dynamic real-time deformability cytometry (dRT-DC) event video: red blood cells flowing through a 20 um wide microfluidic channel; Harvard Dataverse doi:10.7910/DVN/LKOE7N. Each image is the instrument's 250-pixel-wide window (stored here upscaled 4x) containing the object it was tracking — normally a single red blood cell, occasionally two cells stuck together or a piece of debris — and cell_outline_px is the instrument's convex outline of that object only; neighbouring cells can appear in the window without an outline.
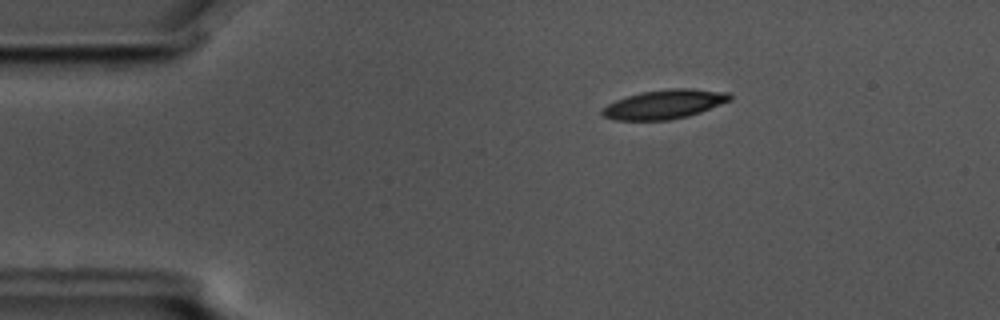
{"species": "common noctule bat (a hibernating species)", "species_latin": "Nyctalus noctula", "temperature_condition": "cold", "stored_images_in_passage": 57, "camera_frame_rate_fps": 3000, "um_per_image_px": 0.085, "animal": {"sex": "male", "body_mass_g": 17.5, "forearm_length_mm": 52.3}, "frame": {"image": 1, "passage_image": 10, "time_ms": 3.0, "image_size_px": [1000, 320], "cell_outline_px": [[732, 100], [700, 112], [688, 116], [668, 120], [612, 120], [604, 116], [600, 112], [608, 104], [616, 100], [640, 92], [672, 88], [692, 88], [728, 92], [732, 96]], "centroid_in_image_um": [56.5, 8.86], "position_along_channel_um": 28.5, "area_um2": 21.68}}
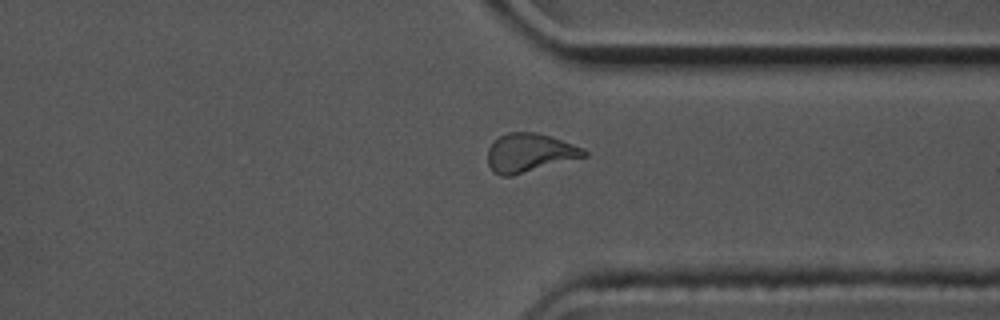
{"frame": {"image": 2, "passage_image": 43, "time_ms": 14.0, "image_size_px": [1000, 320], "cell_outline_px": [[588, 156], [512, 176], [500, 176], [492, 172], [488, 164], [488, 148], [500, 136], [508, 132], [536, 132], [552, 136], [584, 148], [588, 152]], "centroid_in_image_um": [45.03, 12.99], "position_along_channel_um": 366.4, "area_um2": 21.91}}
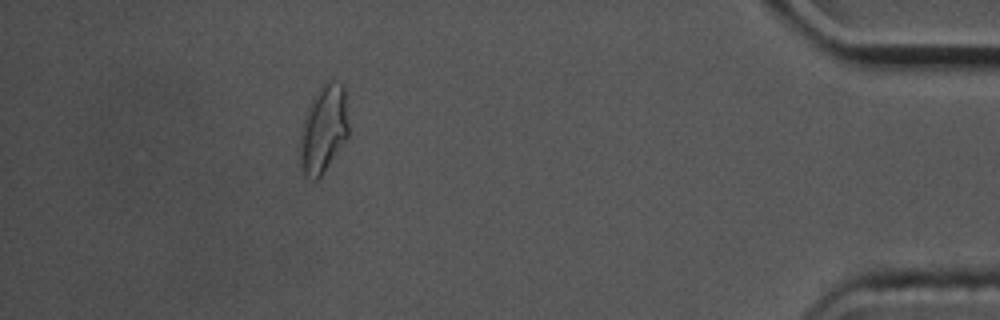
{"frame": {"image": 3, "passage_image": 51, "time_ms": 16.667, "image_size_px": [1000, 320], "cell_outline_px": [[348, 136], [320, 176], [316, 180], [312, 180], [304, 172], [300, 164], [300, 128], [308, 104], [320, 84], [328, 76], [340, 84], [344, 88], [348, 124]], "centroid_in_image_um": [27.47, 10.88], "position_along_channel_um": 407.7, "area_um2": 24.97}, "authors_computed_cell_mechanics": {"area_um2": 21.675, "velocity_mm_per_s": 3.5609, "shape_relaxation_time_tau1_ms": 3.2454, "shape_relaxation_time_tau2_ms": 3.2695, "deformation_change_tau1": 0.146, "deformation_change_tau2": 0.1022}}